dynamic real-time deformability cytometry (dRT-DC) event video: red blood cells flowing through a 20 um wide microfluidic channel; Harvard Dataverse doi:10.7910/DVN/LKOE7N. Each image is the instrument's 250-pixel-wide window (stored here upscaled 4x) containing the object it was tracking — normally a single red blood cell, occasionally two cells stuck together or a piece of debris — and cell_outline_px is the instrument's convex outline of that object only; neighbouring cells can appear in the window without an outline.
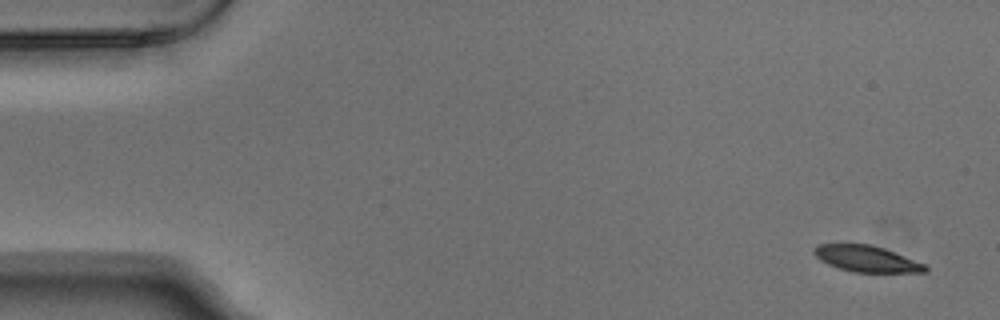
{"species": "Egyptian fruit bat (a non-hibernating species)", "species_latin": "Rousettus aegyptiacus", "temperature_condition": "warm", "stored_images_in_passage": 5, "camera_frame_rate_fps": 3000, "um_per_image_px": 0.085, "animal": {"sex": "male"}, "frame": {"image": 1, "passage_image": 1, "time_ms": 0.0, "image_size_px": [1000, 320], "cell_outline_px": [[928, 272], [852, 272], [828, 264], [820, 260], [812, 252], [812, 248], [820, 244], [872, 244], [884, 248], [924, 264], [928, 268]], "centroid_in_image_um": [73.63, 21.99], "position_along_channel_um": 11.4, "area_um2": 16.88}}